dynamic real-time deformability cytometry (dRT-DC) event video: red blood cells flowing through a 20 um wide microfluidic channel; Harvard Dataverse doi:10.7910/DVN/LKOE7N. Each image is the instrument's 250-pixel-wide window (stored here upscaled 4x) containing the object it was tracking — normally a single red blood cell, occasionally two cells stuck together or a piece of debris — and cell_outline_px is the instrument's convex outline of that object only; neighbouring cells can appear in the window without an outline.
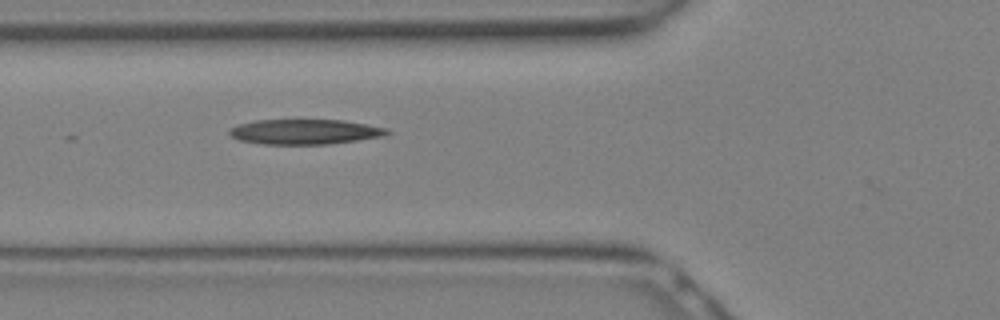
{"species": "Egyptian fruit bat (a non-hibernating species)", "species_latin": "Rousettus aegyptiacus", "temperature_condition": "warm", "stored_images_in_passage": 6, "camera_frame_rate_fps": 3000, "um_per_image_px": 0.085, "animal": {"sex": "female"}, "frame": {"image": 1, "passage_image": 6, "time_ms": 1.667, "image_size_px": [1000, 320], "cell_outline_px": [[392, 132], [384, 136], [328, 144], [260, 144], [240, 140], [232, 136], [228, 132], [228, 128], [240, 124], [256, 120], [344, 120], [388, 128]], "centroid_in_image_um": [25.92, 11.2], "position_along_channel_um": 99.9, "area_um2": 23.0}}